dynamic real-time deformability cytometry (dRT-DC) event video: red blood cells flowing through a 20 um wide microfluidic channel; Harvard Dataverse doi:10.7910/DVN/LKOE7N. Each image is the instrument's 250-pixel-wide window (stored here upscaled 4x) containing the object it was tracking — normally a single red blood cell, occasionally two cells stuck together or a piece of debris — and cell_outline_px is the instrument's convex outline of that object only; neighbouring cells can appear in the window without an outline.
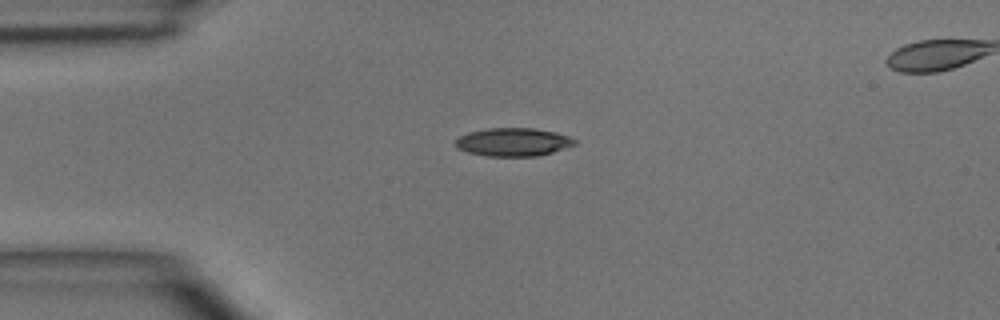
{"species": "common noctule bat (a hibernating species)", "species_latin": "Nyctalus noctula", "temperature_condition": "room temperature", "stored_images_in_passage": 5, "camera_frame_rate_fps": 3000, "um_per_image_px": 0.085, "animal": {"sex": "male", "body_mass_g": 15.6}, "frame": {"image": 1, "passage_image": 2, "time_ms": 1.333, "image_size_px": [1000, 320], "cell_outline_px": [[576, 144], [552, 152], [536, 156], [488, 156], [468, 152], [456, 148], [456, 140], [460, 136], [468, 132], [488, 128], [532, 128], [556, 132], [568, 136], [576, 140]], "centroid_in_image_um": [43.61, 12.07], "position_along_channel_um": 41.4, "area_um2": 19.48}}
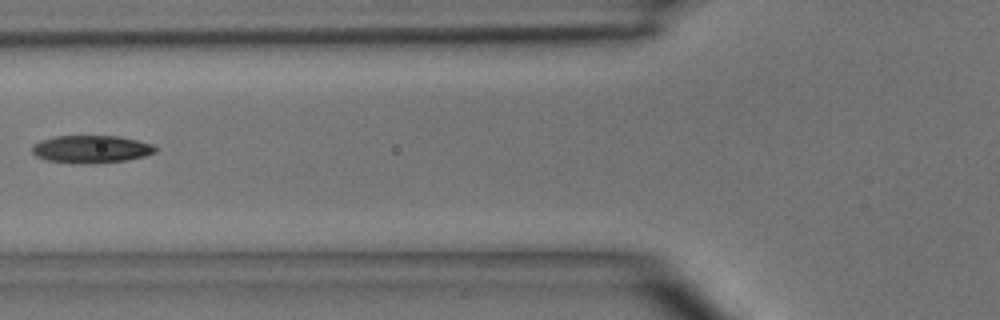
{"frame": {"image": 2, "passage_image": 4, "time_ms": 3.667, "image_size_px": [1000, 320], "cell_outline_px": [[156, 152], [144, 156], [124, 160], [96, 164], [72, 164], [48, 160], [36, 156], [32, 152], [32, 148], [40, 140], [56, 136], [120, 136], [152, 144], [156, 148]], "centroid_in_image_um": [7.74, 12.69], "position_along_channel_um": 118.1, "area_um2": 19.88}}